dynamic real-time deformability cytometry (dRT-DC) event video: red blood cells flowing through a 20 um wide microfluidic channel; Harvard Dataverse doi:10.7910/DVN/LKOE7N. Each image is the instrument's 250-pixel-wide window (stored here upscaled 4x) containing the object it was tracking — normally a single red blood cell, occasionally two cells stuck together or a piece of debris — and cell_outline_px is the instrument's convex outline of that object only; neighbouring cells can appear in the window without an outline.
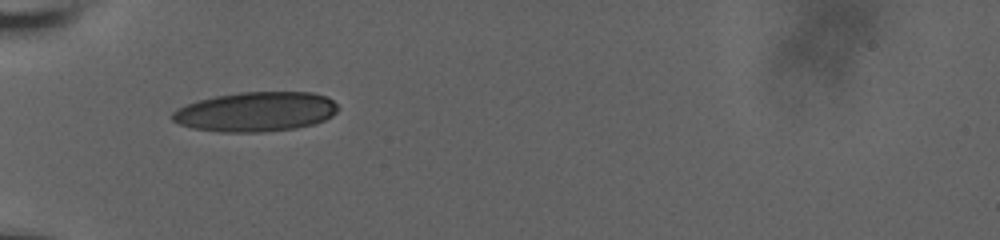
{"species": "human", "species_latin": "Homo sapiens", "temperature_condition": "room temperature", "stored_images_in_passage": 16, "camera_frame_rate_fps": 3000, "um_per_image_px": 0.085, "donor": {"sex": "male"}, "frame": {"image": 1, "passage_image": 1, "time_ms": 0.0, "image_size_px": [1000, 240], "cell_outline_px": [[336, 112], [332, 116], [324, 120], [312, 124], [296, 128], [264, 132], [220, 132], [192, 128], [180, 124], [172, 120], [172, 112], [176, 108], [200, 100], [216, 96], [240, 92], [312, 92], [328, 96], [336, 104]], "centroid_in_image_um": [21.74, 9.5], "position_along_channel_um": 63.3, "area_um2": 38.21}}
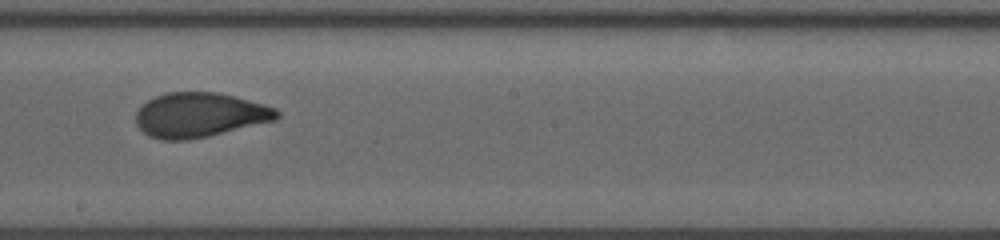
{"frame": {"image": 2, "passage_image": 7, "time_ms": 4.667, "image_size_px": [1000, 240], "cell_outline_px": [[280, 116], [276, 120], [208, 136], [188, 140], [160, 140], [148, 136], [136, 124], [136, 112], [148, 100], [156, 96], [168, 92], [216, 92], [236, 96], [264, 104], [276, 108], [280, 112]], "centroid_in_image_um": [16.98, 9.77], "position_along_channel_um": 231.2, "area_um2": 36.7}}
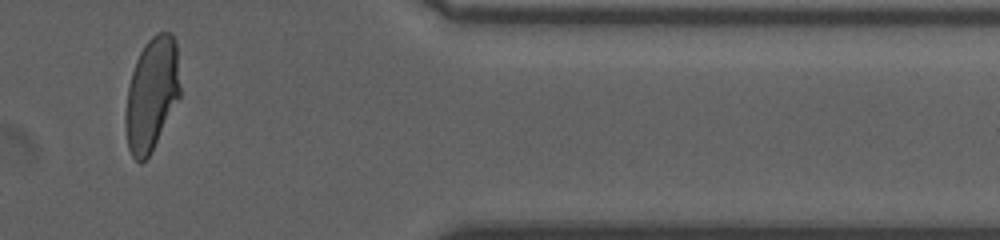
{"frame": {"image": 3, "passage_image": 13, "time_ms": 9.667, "image_size_px": [1000, 240], "cell_outline_px": [[180, 96], [148, 156], [140, 164], [132, 156], [128, 148], [124, 128], [124, 116], [128, 84], [136, 60], [144, 44], [156, 32], [172, 32], [176, 40], [180, 88]], "centroid_in_image_um": [12.87, 7.97], "position_along_channel_um": 398.5, "area_um2": 36.07}, "authors_computed_cell_mechanics": {"area_um2": 36.6741, "velocity_mm_per_s": 3.7665, "shape_relaxation_time_tau1_ms": 3.9453, "shape_relaxation_time_tau2_ms": null, "deformation_change_tau1": 0.1438, "deformation_change_tau2": null}}